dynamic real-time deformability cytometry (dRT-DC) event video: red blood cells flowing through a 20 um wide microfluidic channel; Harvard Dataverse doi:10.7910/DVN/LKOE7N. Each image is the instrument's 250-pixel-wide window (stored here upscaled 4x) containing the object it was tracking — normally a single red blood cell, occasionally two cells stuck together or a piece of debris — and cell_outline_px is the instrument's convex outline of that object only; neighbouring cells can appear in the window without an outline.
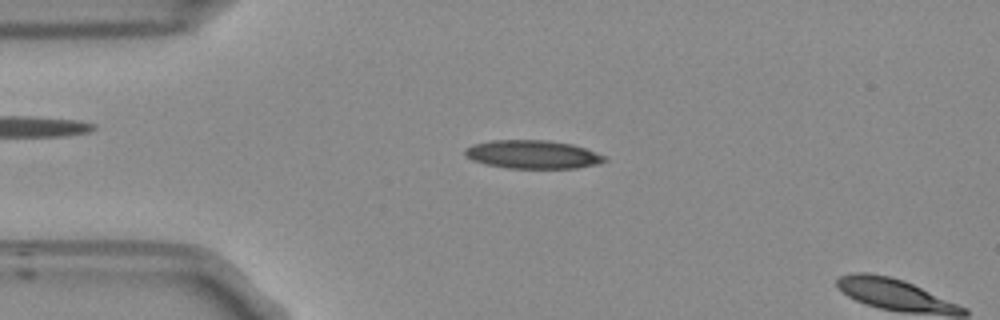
{"species": "Egyptian fruit bat (a non-hibernating species)", "species_latin": "Rousettus aegyptiacus", "temperature_condition": "room temperature", "stored_images_in_passage": 13, "camera_frame_rate_fps": 3000, "um_per_image_px": 0.085, "frame": {"image": 1, "passage_image": 11, "time_ms": 3.333, "image_size_px": [1000, 320], "cell_outline_px": [[608, 160], [596, 164], [576, 168], [508, 168], [484, 164], [472, 160], [464, 156], [464, 148], [472, 144], [492, 140], [548, 140], [572, 144], [584, 148], [604, 156]], "centroid_in_image_um": [45.21, 13.12], "position_along_channel_um": 39.8, "area_um2": 23.12}}